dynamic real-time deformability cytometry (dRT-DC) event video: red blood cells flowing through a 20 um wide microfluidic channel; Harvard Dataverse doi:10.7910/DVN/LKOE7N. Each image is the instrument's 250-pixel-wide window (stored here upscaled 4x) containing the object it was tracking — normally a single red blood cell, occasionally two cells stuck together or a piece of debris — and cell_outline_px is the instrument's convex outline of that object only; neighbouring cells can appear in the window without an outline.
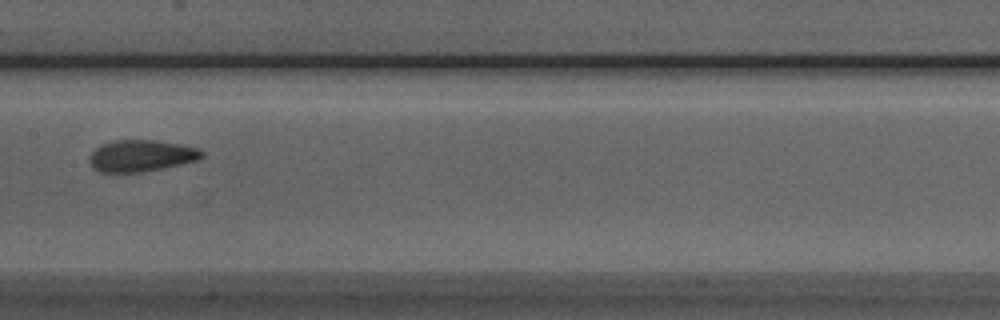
{"species": "Egyptian fruit bat (a non-hibernating species)", "species_latin": "Rousettus aegyptiacus", "temperature_condition": "room temperature", "stored_images_in_passage": 5, "camera_frame_rate_fps": 3000, "um_per_image_px": 0.085, "animal": {"sex": "male"}, "frame": {"image": 1, "passage_image": 4, "time_ms": 3.333, "image_size_px": [1000, 320], "cell_outline_px": [[204, 156], [200, 160], [164, 168], [144, 172], [100, 172], [92, 168], [88, 160], [88, 156], [96, 148], [104, 144], [116, 140], [156, 140], [180, 144], [200, 148], [204, 152]], "centroid_in_image_um": [12.04, 13.25], "position_along_channel_um": 195.4, "area_um2": 20.98}}
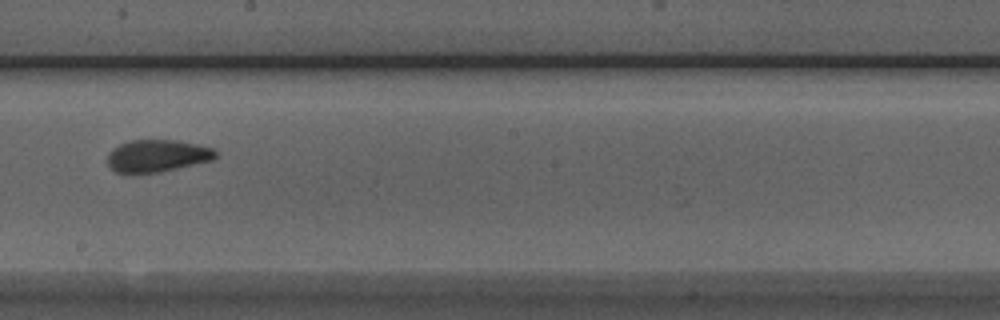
{"frame": {"image": 2, "passage_image": 5, "time_ms": 4.333, "image_size_px": [1000, 320], "cell_outline_px": [[216, 156], [212, 160], [160, 172], [116, 172], [108, 164], [108, 152], [112, 148], [128, 140], [176, 140], [200, 144], [212, 148], [216, 152]], "centroid_in_image_um": [13.37, 13.22], "position_along_channel_um": 234.8, "area_um2": 20.17}}